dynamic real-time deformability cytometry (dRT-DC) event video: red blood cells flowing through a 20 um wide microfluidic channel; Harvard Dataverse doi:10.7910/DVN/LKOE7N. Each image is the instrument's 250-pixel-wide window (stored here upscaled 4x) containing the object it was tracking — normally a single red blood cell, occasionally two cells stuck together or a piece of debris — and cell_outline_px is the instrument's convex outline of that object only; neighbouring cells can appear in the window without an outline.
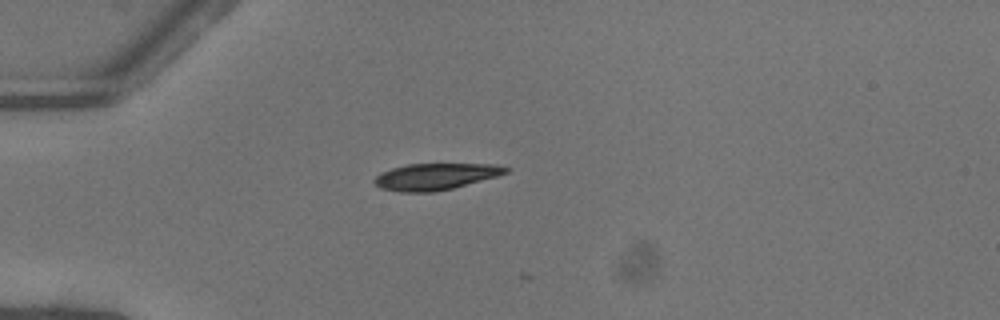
{"species": "common noctule bat (a hibernating species)", "species_latin": "Nyctalus noctula", "temperature_condition": "warm", "stored_images_in_passage": 9, "camera_frame_rate_fps": 3000, "um_per_image_px": 0.085, "animal": {"sex": "female"}, "frame": {"image": 1, "passage_image": 1, "time_ms": 0.0, "image_size_px": [1000, 320], "cell_outline_px": [[508, 172], [496, 176], [452, 188], [432, 192], [400, 192], [380, 188], [372, 180], [380, 172], [392, 168], [408, 164], [496, 164], [508, 168]], "centroid_in_image_um": [36.96, 15.0], "position_along_channel_um": 48.0, "area_um2": 20.11}}
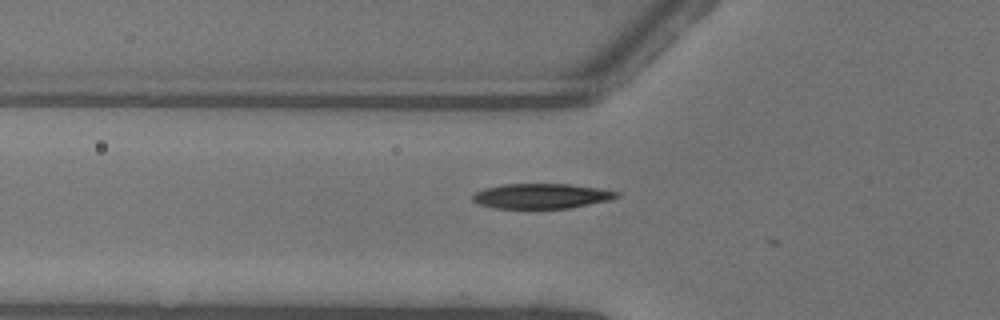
{"frame": {"image": 2, "passage_image": 5, "time_ms": 1.333, "image_size_px": [1000, 320], "cell_outline_px": [[620, 196], [612, 200], [568, 208], [496, 208], [480, 204], [472, 200], [472, 196], [476, 192], [484, 188], [504, 184], [568, 184], [600, 188], [620, 192]], "centroid_in_image_um": [46.07, 16.66], "position_along_channel_um": 79.7, "area_um2": 20.98}}
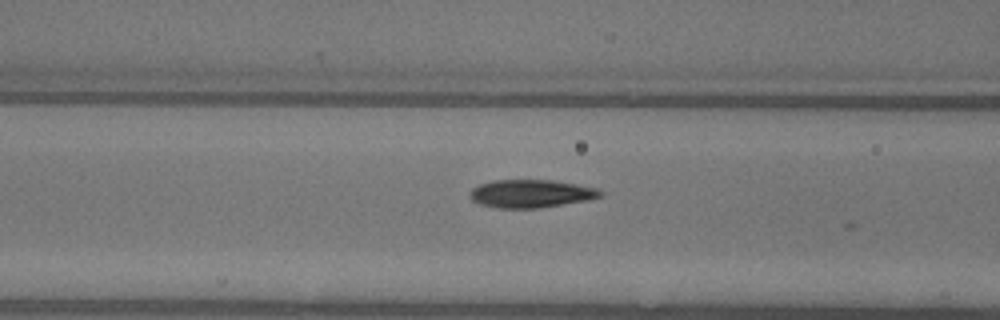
{"frame": {"image": 3, "passage_image": 8, "time_ms": 2.333, "image_size_px": [1000, 320], "cell_outline_px": [[604, 192], [600, 196], [588, 200], [540, 208], [496, 208], [480, 204], [472, 200], [468, 196], [468, 192], [472, 188], [480, 184], [492, 180], [552, 180], [596, 188]], "centroid_in_image_um": [45.08, 16.46], "position_along_channel_um": 121.5, "area_um2": 21.33}}